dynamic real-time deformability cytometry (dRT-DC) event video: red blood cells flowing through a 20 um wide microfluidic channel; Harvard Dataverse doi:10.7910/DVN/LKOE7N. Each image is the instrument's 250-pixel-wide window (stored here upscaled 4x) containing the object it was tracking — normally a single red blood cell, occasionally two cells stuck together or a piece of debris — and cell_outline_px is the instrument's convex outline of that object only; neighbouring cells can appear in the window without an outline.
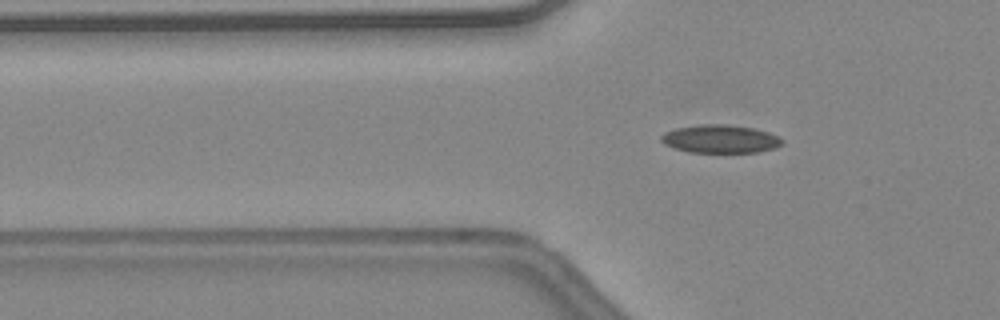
{"species": "common noctule bat (a hibernating species)", "species_latin": "Nyctalus noctula", "temperature_condition": "warm", "stored_images_in_passage": 4, "camera_frame_rate_fps": 3000, "um_per_image_px": 0.085, "animal": {"sex": "female", "body_mass_g": 24.6, "forearm_length_mm": 56.2}, "frame": {"image": 1, "passage_image": 4, "time_ms": 1.0, "image_size_px": [1000, 320], "cell_outline_px": [[784, 144], [776, 148], [756, 152], [688, 152], [664, 144], [660, 140], [660, 136], [664, 132], [676, 128], [700, 124], [728, 124], [752, 128], [768, 132], [780, 136], [784, 140]], "centroid_in_image_um": [61.25, 11.8], "position_along_channel_um": 64.6, "area_um2": 20.0}}